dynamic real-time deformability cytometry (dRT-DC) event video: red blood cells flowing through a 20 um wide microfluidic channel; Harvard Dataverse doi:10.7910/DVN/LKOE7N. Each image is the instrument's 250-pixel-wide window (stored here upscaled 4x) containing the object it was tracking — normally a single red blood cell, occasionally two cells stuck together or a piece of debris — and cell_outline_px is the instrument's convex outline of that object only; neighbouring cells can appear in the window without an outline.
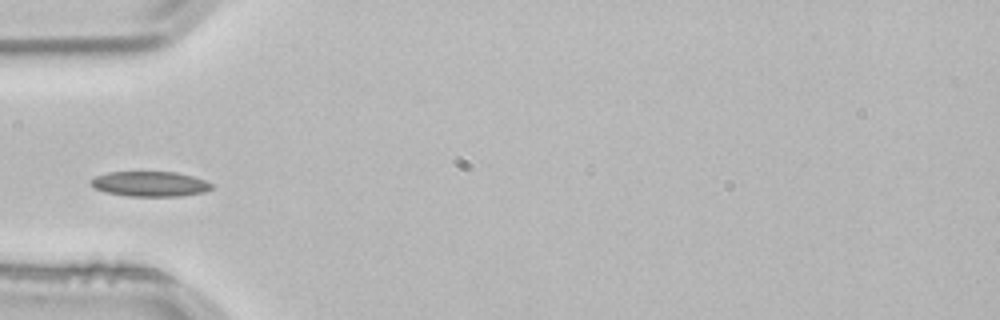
{"species": "common noctule bat (a hibernating species)", "species_latin": "Nyctalus noctula", "temperature_condition": "room temperature", "stored_images_in_passage": 3, "camera_frame_rate_fps": 3000, "um_per_image_px": 0.085, "animal": {"sex": "male", "body_mass_g": 21.5, "forearm_length_mm": 52.0}, "frame": {"image": 1, "passage_image": 3, "time_ms": 0.667, "image_size_px": [1000, 320], "cell_outline_px": [[212, 188], [204, 192], [180, 196], [128, 196], [104, 192], [96, 188], [88, 180], [96, 176], [108, 172], [176, 172], [192, 176], [204, 180], [212, 184]], "centroid_in_image_um": [12.73, 15.63], "position_along_channel_um": 72.3, "area_um2": 17.57}}